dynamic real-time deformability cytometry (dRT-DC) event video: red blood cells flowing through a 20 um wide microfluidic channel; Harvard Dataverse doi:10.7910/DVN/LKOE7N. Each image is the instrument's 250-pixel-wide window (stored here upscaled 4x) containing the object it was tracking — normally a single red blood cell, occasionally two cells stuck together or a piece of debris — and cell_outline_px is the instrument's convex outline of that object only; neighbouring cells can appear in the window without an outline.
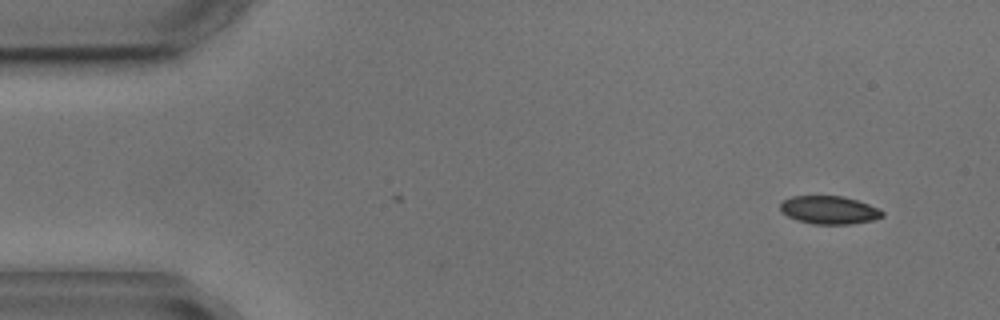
{"species": "common noctule bat (a hibernating species)", "species_latin": "Nyctalus noctula", "temperature_condition": "cold", "stored_images_in_passage": 3, "camera_frame_rate_fps": 3000, "um_per_image_px": 0.085, "animal": {"sex": "male", "body_mass_g": 17.9, "forearm_length_mm": 54.2}, "frame": {"image": 1, "passage_image": 3, "time_ms": 2.333, "image_size_px": [1000, 320], "cell_outline_px": [[884, 216], [872, 220], [852, 224], [812, 224], [796, 220], [788, 216], [780, 208], [780, 204], [784, 200], [792, 196], [844, 196], [880, 208], [884, 212]], "centroid_in_image_um": [70.51, 17.85], "position_along_channel_um": 14.5, "area_um2": 16.7}}